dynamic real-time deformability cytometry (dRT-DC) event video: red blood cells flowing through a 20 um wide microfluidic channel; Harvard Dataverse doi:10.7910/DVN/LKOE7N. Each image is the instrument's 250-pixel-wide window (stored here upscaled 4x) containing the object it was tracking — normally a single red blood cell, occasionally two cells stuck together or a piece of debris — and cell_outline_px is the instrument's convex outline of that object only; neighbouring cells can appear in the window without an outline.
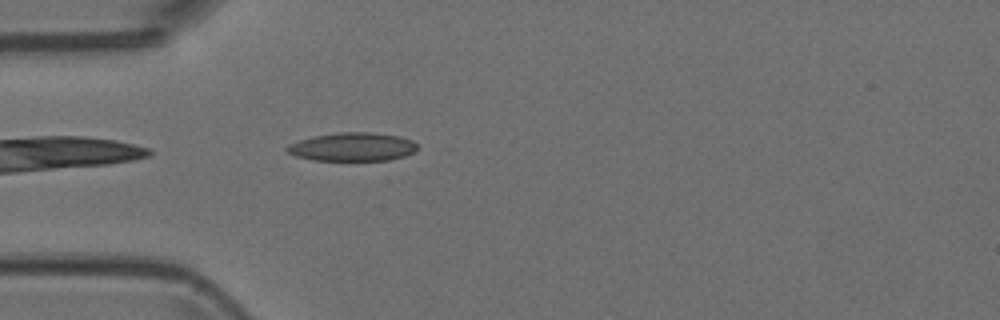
{"species": "Egyptian fruit bat (a non-hibernating species)", "species_latin": "Rousettus aegyptiacus", "temperature_condition": "room temperature", "stored_images_in_passage": 2, "camera_frame_rate_fps": 3000, "um_per_image_px": 0.085, "animal": {"sex": "female"}, "frame": {"image": 1, "passage_image": 2, "time_ms": 0.333, "image_size_px": [1000, 320], "cell_outline_px": [[416, 152], [404, 156], [388, 160], [312, 160], [296, 156], [288, 152], [284, 148], [288, 144], [300, 140], [316, 136], [340, 132], [368, 132], [396, 136], [412, 140], [416, 144]], "centroid_in_image_um": [29.95, 12.49], "position_along_channel_um": 55.1, "area_um2": 21.39}}